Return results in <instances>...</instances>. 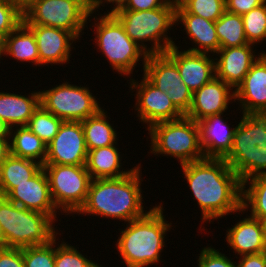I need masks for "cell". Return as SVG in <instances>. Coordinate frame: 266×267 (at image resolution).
<instances>
[{
    "mask_svg": "<svg viewBox=\"0 0 266 267\" xmlns=\"http://www.w3.org/2000/svg\"><path fill=\"white\" fill-rule=\"evenodd\" d=\"M41 168L36 161L9 154L0 163V196L5 197L16 184L26 182Z\"/></svg>",
    "mask_w": 266,
    "mask_h": 267,
    "instance_id": "cell-26",
    "label": "cell"
},
{
    "mask_svg": "<svg viewBox=\"0 0 266 267\" xmlns=\"http://www.w3.org/2000/svg\"><path fill=\"white\" fill-rule=\"evenodd\" d=\"M4 56L39 66V52L34 33L23 22L5 37Z\"/></svg>",
    "mask_w": 266,
    "mask_h": 267,
    "instance_id": "cell-28",
    "label": "cell"
},
{
    "mask_svg": "<svg viewBox=\"0 0 266 267\" xmlns=\"http://www.w3.org/2000/svg\"><path fill=\"white\" fill-rule=\"evenodd\" d=\"M18 1L22 6L26 4L29 0H16Z\"/></svg>",
    "mask_w": 266,
    "mask_h": 267,
    "instance_id": "cell-51",
    "label": "cell"
},
{
    "mask_svg": "<svg viewBox=\"0 0 266 267\" xmlns=\"http://www.w3.org/2000/svg\"><path fill=\"white\" fill-rule=\"evenodd\" d=\"M0 267H25L23 248H0Z\"/></svg>",
    "mask_w": 266,
    "mask_h": 267,
    "instance_id": "cell-40",
    "label": "cell"
},
{
    "mask_svg": "<svg viewBox=\"0 0 266 267\" xmlns=\"http://www.w3.org/2000/svg\"><path fill=\"white\" fill-rule=\"evenodd\" d=\"M186 31L188 39L195 43V47L187 49L190 52L214 54L220 49V42L215 30V22L188 13L179 3L176 5V25Z\"/></svg>",
    "mask_w": 266,
    "mask_h": 267,
    "instance_id": "cell-21",
    "label": "cell"
},
{
    "mask_svg": "<svg viewBox=\"0 0 266 267\" xmlns=\"http://www.w3.org/2000/svg\"><path fill=\"white\" fill-rule=\"evenodd\" d=\"M90 12L98 5L99 0H78Z\"/></svg>",
    "mask_w": 266,
    "mask_h": 267,
    "instance_id": "cell-47",
    "label": "cell"
},
{
    "mask_svg": "<svg viewBox=\"0 0 266 267\" xmlns=\"http://www.w3.org/2000/svg\"><path fill=\"white\" fill-rule=\"evenodd\" d=\"M87 147L80 121H63L58 133L47 145L44 164L85 165Z\"/></svg>",
    "mask_w": 266,
    "mask_h": 267,
    "instance_id": "cell-13",
    "label": "cell"
},
{
    "mask_svg": "<svg viewBox=\"0 0 266 267\" xmlns=\"http://www.w3.org/2000/svg\"><path fill=\"white\" fill-rule=\"evenodd\" d=\"M63 82L39 91L40 105L63 121H83L96 115L102 108L89 87Z\"/></svg>",
    "mask_w": 266,
    "mask_h": 267,
    "instance_id": "cell-11",
    "label": "cell"
},
{
    "mask_svg": "<svg viewBox=\"0 0 266 267\" xmlns=\"http://www.w3.org/2000/svg\"><path fill=\"white\" fill-rule=\"evenodd\" d=\"M127 81H130V91L136 89V94H133L136 95L134 109L138 119L148 125L147 129L156 123L177 120L184 116L174 106L167 93L160 91L144 75L141 81L131 78Z\"/></svg>",
    "mask_w": 266,
    "mask_h": 267,
    "instance_id": "cell-12",
    "label": "cell"
},
{
    "mask_svg": "<svg viewBox=\"0 0 266 267\" xmlns=\"http://www.w3.org/2000/svg\"><path fill=\"white\" fill-rule=\"evenodd\" d=\"M42 167L56 208L66 215L77 213L86 201L92 181L85 165L44 164Z\"/></svg>",
    "mask_w": 266,
    "mask_h": 267,
    "instance_id": "cell-10",
    "label": "cell"
},
{
    "mask_svg": "<svg viewBox=\"0 0 266 267\" xmlns=\"http://www.w3.org/2000/svg\"><path fill=\"white\" fill-rule=\"evenodd\" d=\"M91 267H103V266L98 265V263H94Z\"/></svg>",
    "mask_w": 266,
    "mask_h": 267,
    "instance_id": "cell-53",
    "label": "cell"
},
{
    "mask_svg": "<svg viewBox=\"0 0 266 267\" xmlns=\"http://www.w3.org/2000/svg\"><path fill=\"white\" fill-rule=\"evenodd\" d=\"M197 264L198 267H236V262L233 259L214 249V247H204L200 251Z\"/></svg>",
    "mask_w": 266,
    "mask_h": 267,
    "instance_id": "cell-38",
    "label": "cell"
},
{
    "mask_svg": "<svg viewBox=\"0 0 266 267\" xmlns=\"http://www.w3.org/2000/svg\"><path fill=\"white\" fill-rule=\"evenodd\" d=\"M215 30L220 48L238 47L249 44L246 40L242 15L225 11L215 21Z\"/></svg>",
    "mask_w": 266,
    "mask_h": 267,
    "instance_id": "cell-30",
    "label": "cell"
},
{
    "mask_svg": "<svg viewBox=\"0 0 266 267\" xmlns=\"http://www.w3.org/2000/svg\"><path fill=\"white\" fill-rule=\"evenodd\" d=\"M254 44L220 48L214 55L215 77L229 84L234 90L243 81L252 64L259 58L255 55Z\"/></svg>",
    "mask_w": 266,
    "mask_h": 267,
    "instance_id": "cell-19",
    "label": "cell"
},
{
    "mask_svg": "<svg viewBox=\"0 0 266 267\" xmlns=\"http://www.w3.org/2000/svg\"><path fill=\"white\" fill-rule=\"evenodd\" d=\"M36 39L39 66L67 64L70 61L73 42L78 39L69 31L42 25H26Z\"/></svg>",
    "mask_w": 266,
    "mask_h": 267,
    "instance_id": "cell-15",
    "label": "cell"
},
{
    "mask_svg": "<svg viewBox=\"0 0 266 267\" xmlns=\"http://www.w3.org/2000/svg\"><path fill=\"white\" fill-rule=\"evenodd\" d=\"M23 21V6L16 0H0V35L6 37Z\"/></svg>",
    "mask_w": 266,
    "mask_h": 267,
    "instance_id": "cell-37",
    "label": "cell"
},
{
    "mask_svg": "<svg viewBox=\"0 0 266 267\" xmlns=\"http://www.w3.org/2000/svg\"><path fill=\"white\" fill-rule=\"evenodd\" d=\"M106 113L102 108L96 115L81 121L88 151L114 145L118 140V133Z\"/></svg>",
    "mask_w": 266,
    "mask_h": 267,
    "instance_id": "cell-29",
    "label": "cell"
},
{
    "mask_svg": "<svg viewBox=\"0 0 266 267\" xmlns=\"http://www.w3.org/2000/svg\"><path fill=\"white\" fill-rule=\"evenodd\" d=\"M97 17L93 18L95 24L92 23L91 26L95 27L94 42L113 71L128 77L133 74L135 66L140 64L139 60L143 61L144 70L148 54L125 33L120 21L113 14H100V17Z\"/></svg>",
    "mask_w": 266,
    "mask_h": 267,
    "instance_id": "cell-7",
    "label": "cell"
},
{
    "mask_svg": "<svg viewBox=\"0 0 266 267\" xmlns=\"http://www.w3.org/2000/svg\"><path fill=\"white\" fill-rule=\"evenodd\" d=\"M167 0H128L125 7L121 10H151L162 7Z\"/></svg>",
    "mask_w": 266,
    "mask_h": 267,
    "instance_id": "cell-42",
    "label": "cell"
},
{
    "mask_svg": "<svg viewBox=\"0 0 266 267\" xmlns=\"http://www.w3.org/2000/svg\"><path fill=\"white\" fill-rule=\"evenodd\" d=\"M10 154L9 138H0V163Z\"/></svg>",
    "mask_w": 266,
    "mask_h": 267,
    "instance_id": "cell-45",
    "label": "cell"
},
{
    "mask_svg": "<svg viewBox=\"0 0 266 267\" xmlns=\"http://www.w3.org/2000/svg\"><path fill=\"white\" fill-rule=\"evenodd\" d=\"M169 99L172 101L174 106L183 114L186 115L191 107L193 93L187 87L185 83L182 86H175L169 88L166 92Z\"/></svg>",
    "mask_w": 266,
    "mask_h": 267,
    "instance_id": "cell-39",
    "label": "cell"
},
{
    "mask_svg": "<svg viewBox=\"0 0 266 267\" xmlns=\"http://www.w3.org/2000/svg\"><path fill=\"white\" fill-rule=\"evenodd\" d=\"M241 183L266 174V114H243L224 158Z\"/></svg>",
    "mask_w": 266,
    "mask_h": 267,
    "instance_id": "cell-4",
    "label": "cell"
},
{
    "mask_svg": "<svg viewBox=\"0 0 266 267\" xmlns=\"http://www.w3.org/2000/svg\"><path fill=\"white\" fill-rule=\"evenodd\" d=\"M261 223H262V226L265 230V234H266V215L263 216L261 219H260Z\"/></svg>",
    "mask_w": 266,
    "mask_h": 267,
    "instance_id": "cell-50",
    "label": "cell"
},
{
    "mask_svg": "<svg viewBox=\"0 0 266 267\" xmlns=\"http://www.w3.org/2000/svg\"><path fill=\"white\" fill-rule=\"evenodd\" d=\"M39 106V91L31 92L28 97L14 92H0V119L10 128L26 126Z\"/></svg>",
    "mask_w": 266,
    "mask_h": 267,
    "instance_id": "cell-23",
    "label": "cell"
},
{
    "mask_svg": "<svg viewBox=\"0 0 266 267\" xmlns=\"http://www.w3.org/2000/svg\"><path fill=\"white\" fill-rule=\"evenodd\" d=\"M223 114L210 115L197 122L205 158H225L231 151L236 126L230 128Z\"/></svg>",
    "mask_w": 266,
    "mask_h": 267,
    "instance_id": "cell-20",
    "label": "cell"
},
{
    "mask_svg": "<svg viewBox=\"0 0 266 267\" xmlns=\"http://www.w3.org/2000/svg\"><path fill=\"white\" fill-rule=\"evenodd\" d=\"M176 5L167 1L157 9L119 10L113 15L120 21L125 33L148 55L159 54L175 45L167 34L174 25L176 27ZM145 42H152L151 47Z\"/></svg>",
    "mask_w": 266,
    "mask_h": 267,
    "instance_id": "cell-5",
    "label": "cell"
},
{
    "mask_svg": "<svg viewBox=\"0 0 266 267\" xmlns=\"http://www.w3.org/2000/svg\"><path fill=\"white\" fill-rule=\"evenodd\" d=\"M178 48L175 44L165 53L176 63L183 83L194 93L215 77V59L210 54Z\"/></svg>",
    "mask_w": 266,
    "mask_h": 267,
    "instance_id": "cell-17",
    "label": "cell"
},
{
    "mask_svg": "<svg viewBox=\"0 0 266 267\" xmlns=\"http://www.w3.org/2000/svg\"><path fill=\"white\" fill-rule=\"evenodd\" d=\"M242 219L226 230V242L233 253L242 256L266 252V234L261 221L249 215Z\"/></svg>",
    "mask_w": 266,
    "mask_h": 267,
    "instance_id": "cell-22",
    "label": "cell"
},
{
    "mask_svg": "<svg viewBox=\"0 0 266 267\" xmlns=\"http://www.w3.org/2000/svg\"><path fill=\"white\" fill-rule=\"evenodd\" d=\"M9 201L25 209L44 213L54 221L56 208L49 187L47 175L43 167L29 180L16 186L5 196Z\"/></svg>",
    "mask_w": 266,
    "mask_h": 267,
    "instance_id": "cell-14",
    "label": "cell"
},
{
    "mask_svg": "<svg viewBox=\"0 0 266 267\" xmlns=\"http://www.w3.org/2000/svg\"><path fill=\"white\" fill-rule=\"evenodd\" d=\"M180 166L202 212L201 223L243 212L242 183L224 158H204Z\"/></svg>",
    "mask_w": 266,
    "mask_h": 267,
    "instance_id": "cell-1",
    "label": "cell"
},
{
    "mask_svg": "<svg viewBox=\"0 0 266 267\" xmlns=\"http://www.w3.org/2000/svg\"><path fill=\"white\" fill-rule=\"evenodd\" d=\"M179 4L190 14L217 21L226 11L225 0H181Z\"/></svg>",
    "mask_w": 266,
    "mask_h": 267,
    "instance_id": "cell-34",
    "label": "cell"
},
{
    "mask_svg": "<svg viewBox=\"0 0 266 267\" xmlns=\"http://www.w3.org/2000/svg\"><path fill=\"white\" fill-rule=\"evenodd\" d=\"M127 2H128V0H99L98 5H97L91 12H92V13L95 12V14H96V10L99 11V10H100L99 7H100L101 5L103 6L104 3H107V4H108V3H109V4L112 3L113 7H112V5H110L111 8H112V9H110L111 11H108V10H107V13L104 12V14H114V13H116L117 11L123 9V8L125 7V5H126ZM114 4H115V5H114Z\"/></svg>",
    "mask_w": 266,
    "mask_h": 267,
    "instance_id": "cell-44",
    "label": "cell"
},
{
    "mask_svg": "<svg viewBox=\"0 0 266 267\" xmlns=\"http://www.w3.org/2000/svg\"><path fill=\"white\" fill-rule=\"evenodd\" d=\"M265 2L266 0H225L226 11L238 15H244Z\"/></svg>",
    "mask_w": 266,
    "mask_h": 267,
    "instance_id": "cell-41",
    "label": "cell"
},
{
    "mask_svg": "<svg viewBox=\"0 0 266 267\" xmlns=\"http://www.w3.org/2000/svg\"><path fill=\"white\" fill-rule=\"evenodd\" d=\"M236 267H266V252L239 256Z\"/></svg>",
    "mask_w": 266,
    "mask_h": 267,
    "instance_id": "cell-43",
    "label": "cell"
},
{
    "mask_svg": "<svg viewBox=\"0 0 266 267\" xmlns=\"http://www.w3.org/2000/svg\"><path fill=\"white\" fill-rule=\"evenodd\" d=\"M63 120L56 117L41 105L34 111L26 125L46 145L56 136Z\"/></svg>",
    "mask_w": 266,
    "mask_h": 267,
    "instance_id": "cell-32",
    "label": "cell"
},
{
    "mask_svg": "<svg viewBox=\"0 0 266 267\" xmlns=\"http://www.w3.org/2000/svg\"><path fill=\"white\" fill-rule=\"evenodd\" d=\"M78 0H29L23 5V23L67 30L78 40L91 17Z\"/></svg>",
    "mask_w": 266,
    "mask_h": 267,
    "instance_id": "cell-9",
    "label": "cell"
},
{
    "mask_svg": "<svg viewBox=\"0 0 266 267\" xmlns=\"http://www.w3.org/2000/svg\"><path fill=\"white\" fill-rule=\"evenodd\" d=\"M5 52V37L0 35V60L2 59V55L4 56Z\"/></svg>",
    "mask_w": 266,
    "mask_h": 267,
    "instance_id": "cell-48",
    "label": "cell"
},
{
    "mask_svg": "<svg viewBox=\"0 0 266 267\" xmlns=\"http://www.w3.org/2000/svg\"><path fill=\"white\" fill-rule=\"evenodd\" d=\"M9 147L10 154L44 165L47 145L27 126L11 128Z\"/></svg>",
    "mask_w": 266,
    "mask_h": 267,
    "instance_id": "cell-27",
    "label": "cell"
},
{
    "mask_svg": "<svg viewBox=\"0 0 266 267\" xmlns=\"http://www.w3.org/2000/svg\"><path fill=\"white\" fill-rule=\"evenodd\" d=\"M0 248H6L4 233L2 231L1 224H0Z\"/></svg>",
    "mask_w": 266,
    "mask_h": 267,
    "instance_id": "cell-49",
    "label": "cell"
},
{
    "mask_svg": "<svg viewBox=\"0 0 266 267\" xmlns=\"http://www.w3.org/2000/svg\"><path fill=\"white\" fill-rule=\"evenodd\" d=\"M167 1L178 4L181 0H167Z\"/></svg>",
    "mask_w": 266,
    "mask_h": 267,
    "instance_id": "cell-52",
    "label": "cell"
},
{
    "mask_svg": "<svg viewBox=\"0 0 266 267\" xmlns=\"http://www.w3.org/2000/svg\"><path fill=\"white\" fill-rule=\"evenodd\" d=\"M57 240L58 237H55V267H91L95 263L82 255L75 246L65 243L64 240L57 244Z\"/></svg>",
    "mask_w": 266,
    "mask_h": 267,
    "instance_id": "cell-36",
    "label": "cell"
},
{
    "mask_svg": "<svg viewBox=\"0 0 266 267\" xmlns=\"http://www.w3.org/2000/svg\"><path fill=\"white\" fill-rule=\"evenodd\" d=\"M234 91V102H239L242 114H266V52L252 64Z\"/></svg>",
    "mask_w": 266,
    "mask_h": 267,
    "instance_id": "cell-16",
    "label": "cell"
},
{
    "mask_svg": "<svg viewBox=\"0 0 266 267\" xmlns=\"http://www.w3.org/2000/svg\"><path fill=\"white\" fill-rule=\"evenodd\" d=\"M116 145L117 142L88 151L85 167L92 179L120 178L132 171L133 168L120 170L123 165L122 157Z\"/></svg>",
    "mask_w": 266,
    "mask_h": 267,
    "instance_id": "cell-24",
    "label": "cell"
},
{
    "mask_svg": "<svg viewBox=\"0 0 266 267\" xmlns=\"http://www.w3.org/2000/svg\"><path fill=\"white\" fill-rule=\"evenodd\" d=\"M11 128L0 119V138H10Z\"/></svg>",
    "mask_w": 266,
    "mask_h": 267,
    "instance_id": "cell-46",
    "label": "cell"
},
{
    "mask_svg": "<svg viewBox=\"0 0 266 267\" xmlns=\"http://www.w3.org/2000/svg\"><path fill=\"white\" fill-rule=\"evenodd\" d=\"M249 208L253 218L260 220L266 215V174L254 176L242 183V209L248 212Z\"/></svg>",
    "mask_w": 266,
    "mask_h": 267,
    "instance_id": "cell-31",
    "label": "cell"
},
{
    "mask_svg": "<svg viewBox=\"0 0 266 267\" xmlns=\"http://www.w3.org/2000/svg\"><path fill=\"white\" fill-rule=\"evenodd\" d=\"M246 40L259 44L266 40V2L242 15Z\"/></svg>",
    "mask_w": 266,
    "mask_h": 267,
    "instance_id": "cell-33",
    "label": "cell"
},
{
    "mask_svg": "<svg viewBox=\"0 0 266 267\" xmlns=\"http://www.w3.org/2000/svg\"><path fill=\"white\" fill-rule=\"evenodd\" d=\"M233 99H235L233 88L214 77L193 93L191 107L185 116L198 122L210 115L225 113Z\"/></svg>",
    "mask_w": 266,
    "mask_h": 267,
    "instance_id": "cell-18",
    "label": "cell"
},
{
    "mask_svg": "<svg viewBox=\"0 0 266 267\" xmlns=\"http://www.w3.org/2000/svg\"><path fill=\"white\" fill-rule=\"evenodd\" d=\"M159 204L150 207L143 217L128 222L120 232L116 249L127 267H148L161 260L172 223L165 220L163 204Z\"/></svg>",
    "mask_w": 266,
    "mask_h": 267,
    "instance_id": "cell-3",
    "label": "cell"
},
{
    "mask_svg": "<svg viewBox=\"0 0 266 267\" xmlns=\"http://www.w3.org/2000/svg\"><path fill=\"white\" fill-rule=\"evenodd\" d=\"M53 223L50 216L25 209L0 196V224L6 247L22 249L49 243L59 234Z\"/></svg>",
    "mask_w": 266,
    "mask_h": 267,
    "instance_id": "cell-6",
    "label": "cell"
},
{
    "mask_svg": "<svg viewBox=\"0 0 266 267\" xmlns=\"http://www.w3.org/2000/svg\"><path fill=\"white\" fill-rule=\"evenodd\" d=\"M141 164L120 178L92 179L86 201L76 214L95 215L128 223L143 217Z\"/></svg>",
    "mask_w": 266,
    "mask_h": 267,
    "instance_id": "cell-2",
    "label": "cell"
},
{
    "mask_svg": "<svg viewBox=\"0 0 266 267\" xmlns=\"http://www.w3.org/2000/svg\"><path fill=\"white\" fill-rule=\"evenodd\" d=\"M150 152L177 158L180 165L204 159L198 123L185 115L177 120L159 122L147 129Z\"/></svg>",
    "mask_w": 266,
    "mask_h": 267,
    "instance_id": "cell-8",
    "label": "cell"
},
{
    "mask_svg": "<svg viewBox=\"0 0 266 267\" xmlns=\"http://www.w3.org/2000/svg\"><path fill=\"white\" fill-rule=\"evenodd\" d=\"M25 267H55V238L45 245L23 248Z\"/></svg>",
    "mask_w": 266,
    "mask_h": 267,
    "instance_id": "cell-35",
    "label": "cell"
},
{
    "mask_svg": "<svg viewBox=\"0 0 266 267\" xmlns=\"http://www.w3.org/2000/svg\"><path fill=\"white\" fill-rule=\"evenodd\" d=\"M143 74L165 93L169 88L182 86L183 83L176 63L166 53L147 55Z\"/></svg>",
    "mask_w": 266,
    "mask_h": 267,
    "instance_id": "cell-25",
    "label": "cell"
}]
</instances>
